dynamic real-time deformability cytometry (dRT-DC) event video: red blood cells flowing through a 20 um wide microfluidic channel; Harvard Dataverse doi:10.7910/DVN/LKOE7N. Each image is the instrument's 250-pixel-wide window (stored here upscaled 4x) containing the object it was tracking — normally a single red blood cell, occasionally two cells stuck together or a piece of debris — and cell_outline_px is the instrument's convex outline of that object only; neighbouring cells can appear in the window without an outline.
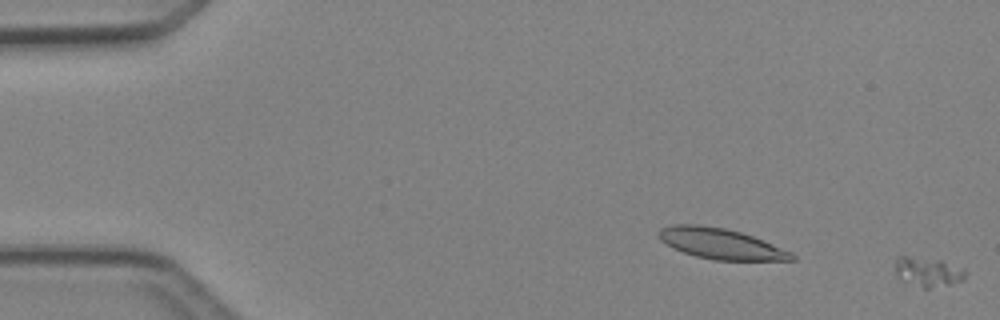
{"species": "Egyptian fruit bat (a non-hibernating species)", "species_latin": "Rousettus aegyptiacus", "temperature_condition": "cold", "stored_images_in_passage": 2, "camera_frame_rate_fps": 3000, "um_per_image_px": 0.085, "animal": {"sex": "female"}, "frame": {"image": 1, "passage_image": 2, "time_ms": 1.333, "image_size_px": [1000, 320], "cell_outline_px": [[968, 272], [964, 280], [948, 284], [928, 288], [924, 288], [900, 280], [896, 276], [896, 260], [900, 256], [908, 256], [940, 260], [964, 268]], "centroid_in_image_um": [78.89, 23.11], "position_along_channel_um": 6.1, "area_um2": 12.02}}